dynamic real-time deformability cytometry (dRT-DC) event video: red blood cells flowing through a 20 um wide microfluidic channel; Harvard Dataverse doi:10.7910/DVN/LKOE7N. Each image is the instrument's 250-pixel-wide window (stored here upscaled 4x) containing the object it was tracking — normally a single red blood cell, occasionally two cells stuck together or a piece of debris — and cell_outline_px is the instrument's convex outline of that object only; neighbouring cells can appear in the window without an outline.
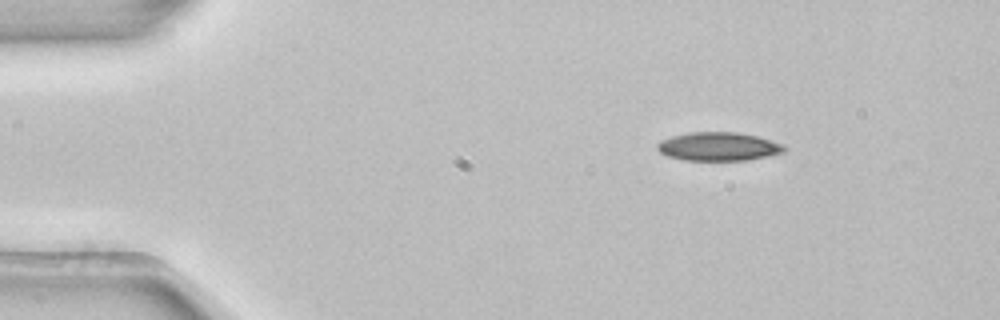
{"species": "common noctule bat (a hibernating species)", "species_latin": "Nyctalus noctula", "temperature_condition": "room temperature", "stored_images_in_passage": 3, "camera_frame_rate_fps": 3000, "um_per_image_px": 0.085, "animal": {"sex": "female", "body_mass_g": 22.7, "forearm_length_mm": 54.2}, "frame": {"image": 1, "passage_image": 1, "time_ms": 0.0, "image_size_px": [1000, 320], "cell_outline_px": [[788, 148], [784, 152], [768, 156], [748, 160], [684, 160], [668, 156], [660, 152], [656, 148], [656, 144], [660, 140], [672, 136], [692, 132], [736, 132], [756, 136], [784, 144]], "centroid_in_image_um": [61.08, 12.45], "position_along_channel_um": 23.9, "area_um2": 21.15}}
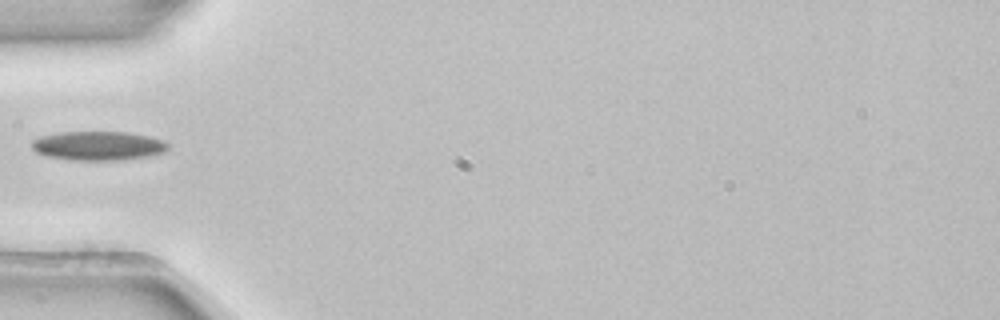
{"frame": {"image": 2, "passage_image": 3, "time_ms": 0.667, "image_size_px": [1000, 320], "cell_outline_px": [[168, 148], [164, 152], [148, 156], [124, 160], [72, 160], [48, 156], [36, 152], [32, 148], [32, 140], [40, 136], [60, 132], [128, 132], [152, 136], [164, 140], [168, 144]], "centroid_in_image_um": [8.37, 12.38], "position_along_channel_um": 76.6, "area_um2": 23.24}}